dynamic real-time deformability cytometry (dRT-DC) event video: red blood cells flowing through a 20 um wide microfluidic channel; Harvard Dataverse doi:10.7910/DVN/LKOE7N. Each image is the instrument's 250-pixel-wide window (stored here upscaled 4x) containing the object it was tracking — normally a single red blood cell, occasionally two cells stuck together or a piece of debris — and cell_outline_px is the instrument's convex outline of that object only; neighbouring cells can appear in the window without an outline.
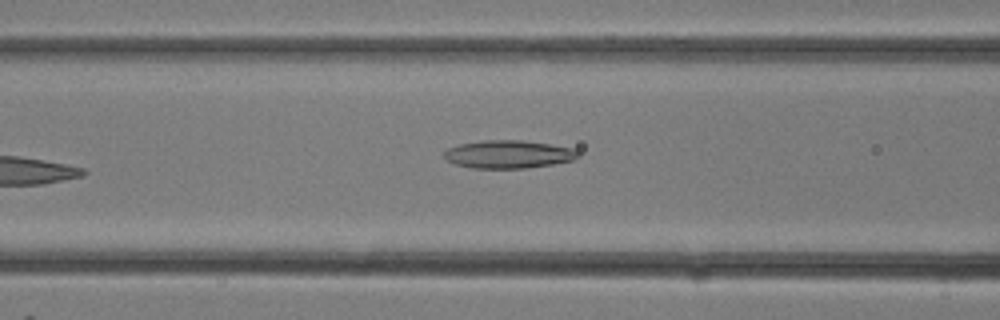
{"species": "common noctule bat (a hibernating species)", "species_latin": "Nyctalus noctula", "temperature_condition": "room temperature", "stored_images_in_passage": 13, "camera_frame_rate_fps": 3000, "um_per_image_px": 0.085, "animal": {"sex": "female"}, "frame": {"image": 1, "passage_image": 13, "time_ms": 4.0, "image_size_px": [1000, 320], "cell_outline_px": [[580, 156], [572, 160], [552, 164], [524, 168], [472, 168], [456, 164], [448, 160], [444, 156], [444, 152], [448, 148], [460, 144], [484, 140], [524, 140], [572, 148], [580, 152]], "centroid_in_image_um": [43.22, 13.11], "position_along_channel_um": 123.4, "area_um2": 21.68}}